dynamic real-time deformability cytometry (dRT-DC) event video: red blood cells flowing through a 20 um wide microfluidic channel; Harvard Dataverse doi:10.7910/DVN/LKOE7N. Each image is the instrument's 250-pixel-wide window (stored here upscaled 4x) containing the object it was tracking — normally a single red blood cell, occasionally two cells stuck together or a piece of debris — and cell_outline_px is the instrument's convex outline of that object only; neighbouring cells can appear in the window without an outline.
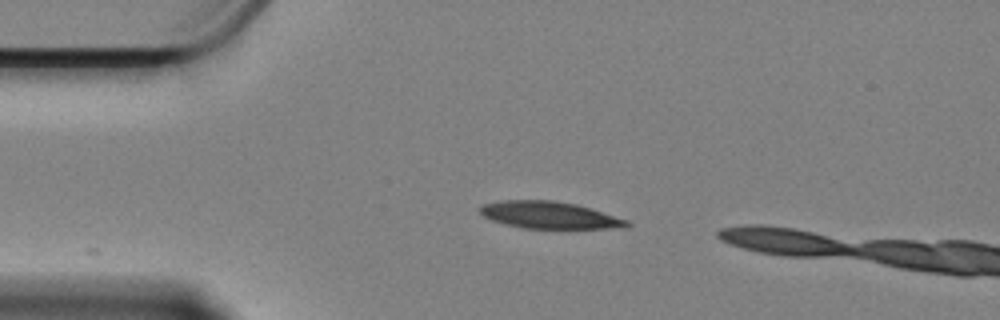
{"species": "Egyptian fruit bat (a non-hibernating species)", "species_latin": "Rousettus aegyptiacus", "temperature_condition": "cold", "stored_images_in_passage": 4, "camera_frame_rate_fps": 3000, "um_per_image_px": 0.085, "animal": {"sex": "female"}, "frame": {"image": 1, "passage_image": 1, "time_ms": 0.0, "image_size_px": [1000, 320], "cell_outline_px": [[632, 224], [628, 228], [524, 228], [504, 224], [492, 220], [484, 216], [480, 212], [480, 208], [484, 204], [500, 200], [552, 200], [576, 204], [628, 220]], "centroid_in_image_um": [46.71, 18.28], "position_along_channel_um": 38.3, "area_um2": 23.0}}